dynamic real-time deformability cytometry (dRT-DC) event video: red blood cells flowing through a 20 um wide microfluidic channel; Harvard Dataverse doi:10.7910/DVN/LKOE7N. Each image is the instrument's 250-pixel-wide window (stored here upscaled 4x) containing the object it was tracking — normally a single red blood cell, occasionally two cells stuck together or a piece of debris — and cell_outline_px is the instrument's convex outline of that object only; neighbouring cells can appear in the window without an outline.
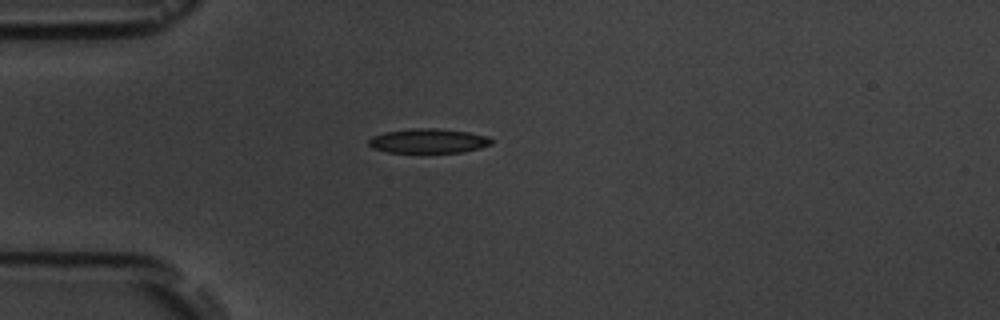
{"species": "common noctule bat (a hibernating species)", "species_latin": "Nyctalus noctula", "temperature_condition": "room temperature", "stored_images_in_passage": 3, "camera_frame_rate_fps": 3000, "um_per_image_px": 0.085, "animal": {"sex": "male", "body_mass_g": 19.5, "forearm_length_mm": 54.6}, "frame": {"image": 1, "passage_image": 1, "time_ms": 0.0, "image_size_px": [1000, 320], "cell_outline_px": [[492, 144], [480, 148], [464, 152], [388, 152], [372, 148], [368, 144], [368, 140], [372, 136], [384, 132], [412, 128], [436, 128], [468, 132], [488, 136], [492, 140]], "centroid_in_image_um": [36.4, 11.97], "position_along_channel_um": 48.6, "area_um2": 17.51}}
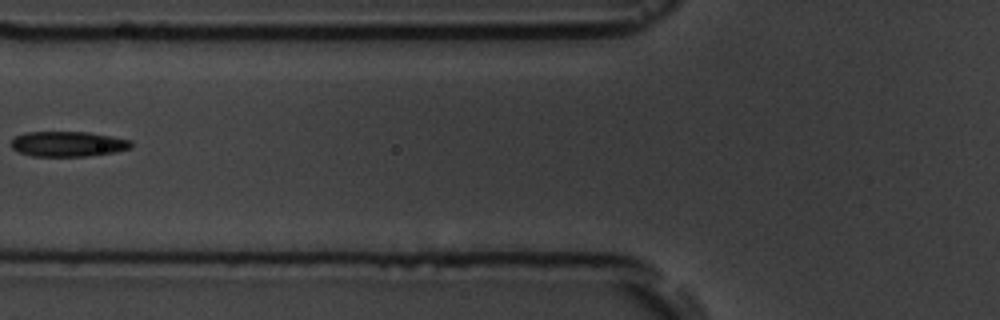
{"frame": {"image": 2, "passage_image": 3, "time_ms": 2.333, "image_size_px": [1000, 320], "cell_outline_px": [[132, 148], [116, 152], [88, 156], [32, 156], [20, 152], [12, 148], [12, 140], [16, 136], [24, 132], [88, 132], [132, 140]], "centroid_in_image_um": [5.81, 12.24], "position_along_channel_um": 120.0, "area_um2": 17.63}}